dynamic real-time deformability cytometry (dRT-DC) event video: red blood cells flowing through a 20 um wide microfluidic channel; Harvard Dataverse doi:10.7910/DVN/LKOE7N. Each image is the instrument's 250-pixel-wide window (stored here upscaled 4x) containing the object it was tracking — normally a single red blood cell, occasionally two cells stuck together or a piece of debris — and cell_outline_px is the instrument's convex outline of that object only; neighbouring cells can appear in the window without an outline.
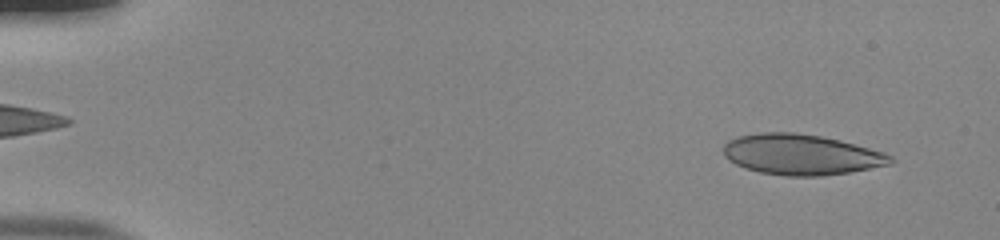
{"species": "human", "species_latin": "Homo sapiens", "temperature_condition": "room temperature", "stored_images_in_passage": 51, "camera_frame_rate_fps": 3000, "um_per_image_px": 0.085, "donor": {"sex": "male"}, "frame": {"image": 1, "passage_image": 3, "time_ms": 0.667, "image_size_px": [1000, 240], "cell_outline_px": [[896, 160], [892, 164], [848, 172], [820, 176], [788, 176], [760, 172], [744, 168], [728, 160], [724, 156], [724, 144], [728, 140], [736, 136], [760, 132], [796, 132], [820, 136], [840, 140], [884, 152], [892, 156]], "centroid_in_image_um": [68.09, 13.13], "position_along_channel_um": 16.9, "area_um2": 39.65}}
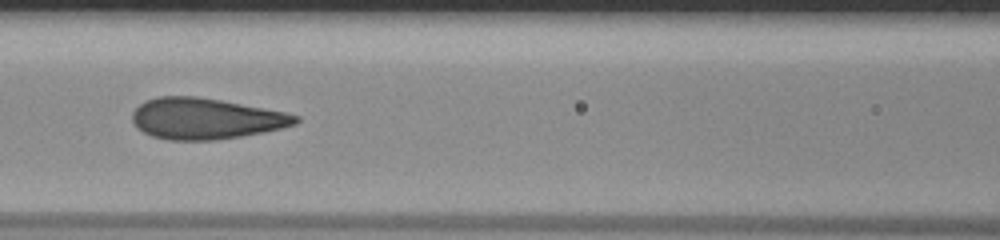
{"frame": {"image": 2, "passage_image": 23, "time_ms": 7.333, "image_size_px": [1000, 240], "cell_outline_px": [[300, 120], [296, 124], [264, 132], [216, 140], [168, 140], [152, 136], [136, 128], [132, 120], [132, 112], [140, 104], [156, 96], [196, 96], [220, 100], [284, 112], [300, 116]], "centroid_in_image_um": [17.45, 10.08], "position_along_channel_um": 149.1, "area_um2": 38.9}}
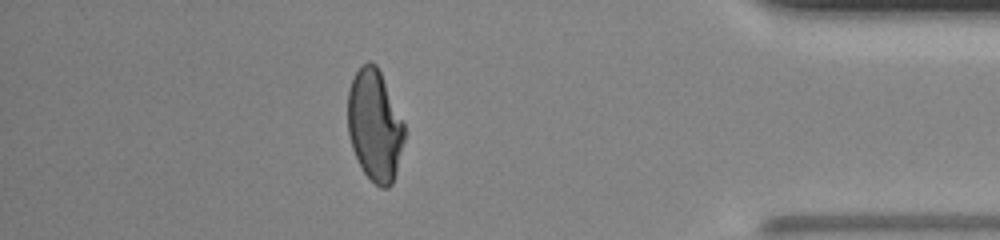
{"frame": {"image": 3, "passage_image": 45, "time_ms": 14.667, "image_size_px": [1000, 240], "cell_outline_px": [[404, 140], [396, 172], [392, 184], [388, 188], [380, 188], [364, 172], [352, 148], [348, 132], [348, 88], [356, 72], [368, 60], [372, 60], [376, 64], [380, 72], [404, 124]], "centroid_in_image_um": [31.84, 10.66], "position_along_channel_um": 403.4, "area_um2": 36.3}, "authors_computed_cell_mechanics": {"area_um2": 38.8416, "velocity_mm_per_s": 3.9248, "shape_relaxation_time_tau1_ms": 10.1793, "shape_relaxation_time_tau2_ms": null, "deformation_change_tau1": 0.28, "deformation_change_tau2": null}}